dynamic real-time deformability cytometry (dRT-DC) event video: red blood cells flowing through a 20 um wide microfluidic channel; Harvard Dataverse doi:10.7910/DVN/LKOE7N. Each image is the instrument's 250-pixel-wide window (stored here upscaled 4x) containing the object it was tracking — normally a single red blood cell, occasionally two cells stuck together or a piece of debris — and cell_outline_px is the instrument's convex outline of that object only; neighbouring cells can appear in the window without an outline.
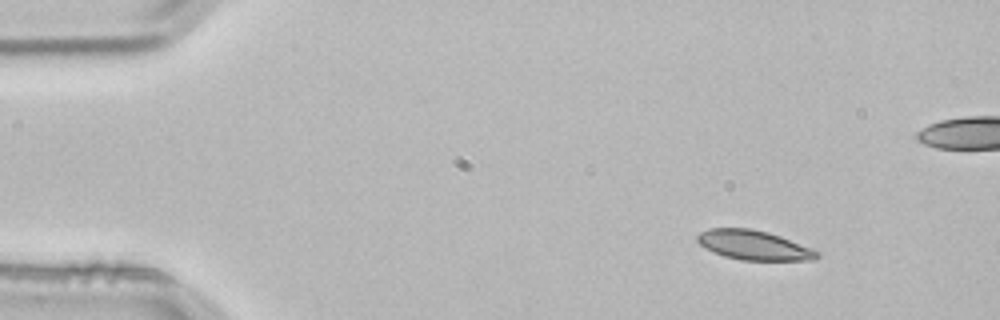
{"species": "common noctule bat (a hibernating species)", "species_latin": "Nyctalus noctula", "temperature_condition": "room temperature", "stored_images_in_passage": 4, "camera_frame_rate_fps": 3000, "um_per_image_px": 0.085, "animal": {"sex": "male", "body_mass_g": 21.5, "forearm_length_mm": 52.0}, "frame": {"image": 1, "passage_image": 1, "time_ms": 0.0, "image_size_px": [1000, 320], "cell_outline_px": [[820, 256], [816, 260], [740, 260], [724, 256], [712, 252], [704, 248], [696, 240], [696, 236], [700, 232], [708, 228], [752, 228], [768, 232], [780, 236], [820, 252]], "centroid_in_image_um": [64.04, 20.84], "position_along_channel_um": 21.0, "area_um2": 20.69}}